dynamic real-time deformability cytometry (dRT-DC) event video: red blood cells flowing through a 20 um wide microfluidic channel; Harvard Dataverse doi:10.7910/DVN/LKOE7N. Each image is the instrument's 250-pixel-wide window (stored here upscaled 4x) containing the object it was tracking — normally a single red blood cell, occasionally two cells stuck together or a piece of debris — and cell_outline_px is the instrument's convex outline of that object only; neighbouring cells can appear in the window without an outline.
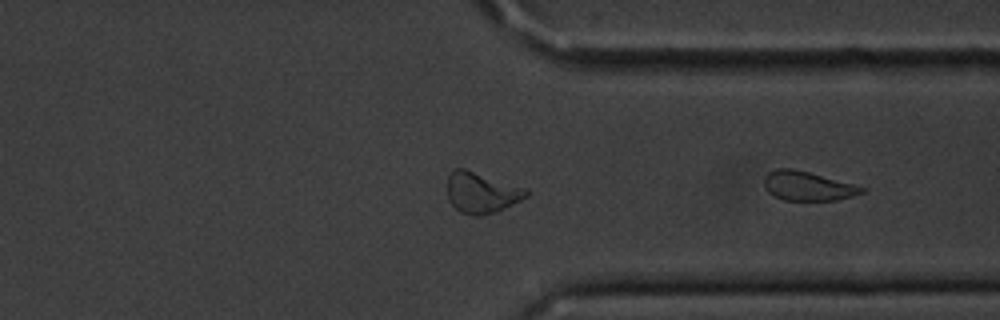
{"species": "common noctule bat (a hibernating species)", "species_latin": "Nyctalus noctula", "temperature_condition": "cold", "stored_images_in_passage": 27, "segment_of_instrument_passage": [2, 2], "camera_frame_rate_fps": 3000, "um_per_image_px": 0.085, "animal": {"sex": "male", "body_mass_g": 20.1, "forearm_length_mm": 53.5}, "frame": {"image": 1, "passage_image": 27, "time_ms": 8.667, "image_size_px": [1000, 320], "cell_outline_px": [[868, 192], [836, 200], [784, 200], [768, 192], [764, 188], [764, 176], [768, 172], [776, 168], [792, 168], [808, 172], [868, 188]], "centroid_in_image_um": [68.67, 15.81], "position_along_channel_um": 342.7, "area_um2": 16.65}}